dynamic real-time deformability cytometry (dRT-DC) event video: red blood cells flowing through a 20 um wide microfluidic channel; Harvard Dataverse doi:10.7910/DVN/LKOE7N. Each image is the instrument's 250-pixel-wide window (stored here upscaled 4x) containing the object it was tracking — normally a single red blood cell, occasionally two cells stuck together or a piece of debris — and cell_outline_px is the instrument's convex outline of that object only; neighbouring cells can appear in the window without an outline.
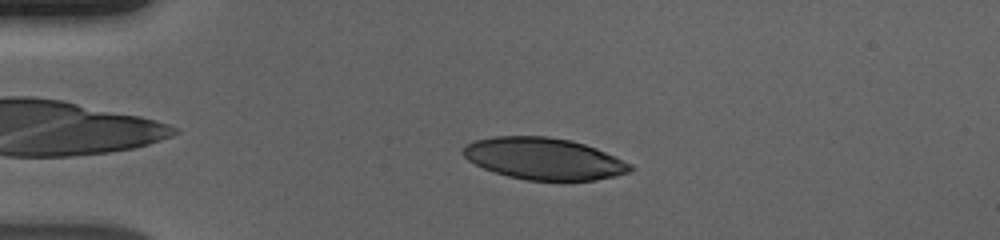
{"species": "human", "species_latin": "Homo sapiens", "temperature_condition": "cold", "stored_images_in_passage": 53, "camera_frame_rate_fps": 3000, "um_per_image_px": 0.085, "donor": {"sex": "male"}, "frame": {"image": 1, "passage_image": 10, "time_ms": 3.0, "image_size_px": [1000, 240], "cell_outline_px": [[636, 168], [632, 172], [616, 176], [596, 180], [528, 180], [508, 176], [484, 168], [468, 160], [460, 152], [464, 144], [476, 140], [496, 136], [548, 136], [572, 140], [596, 148], [632, 164]], "centroid_in_image_um": [46.25, 13.48], "position_along_channel_um": 38.8, "area_um2": 40.81}}
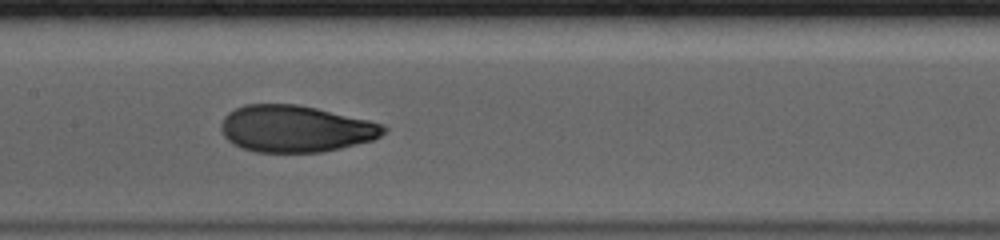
{"frame": {"image": 2, "passage_image": 25, "time_ms": 8.0, "image_size_px": [1000, 240], "cell_outline_px": [[388, 128], [380, 136], [372, 140], [340, 148], [320, 152], [256, 152], [240, 148], [232, 144], [224, 136], [220, 128], [220, 124], [224, 116], [228, 112], [244, 104], [296, 104], [316, 108], [368, 120], [384, 124]], "centroid_in_image_um": [25.08, 10.94], "position_along_channel_um": 182.3, "area_um2": 44.33}}
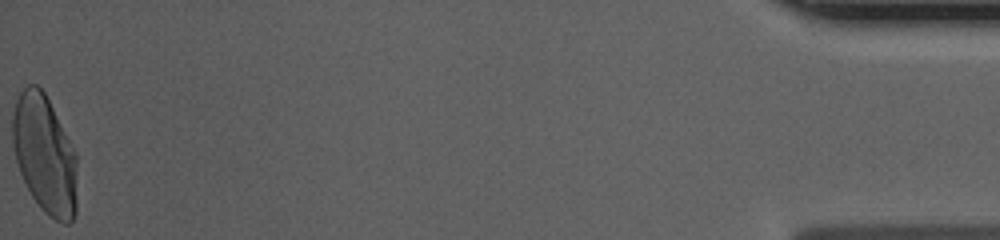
{"frame": {"image": 3, "passage_image": 53, "time_ms": 17.333, "image_size_px": [1000, 240], "cell_outline_px": [[76, 212], [72, 220], [68, 224], [64, 224], [48, 216], [40, 208], [32, 196], [20, 172], [16, 160], [12, 144], [12, 116], [16, 100], [20, 92], [28, 84], [36, 84], [44, 92], [76, 152]], "centroid_in_image_um": [3.79, 13.14], "position_along_channel_um": 431.4, "area_um2": 44.51}, "authors_computed_cell_mechanics": {"area_um2": 43.7546, "velocity_mm_per_s": 3.6753, "shape_relaxation_time_tau1_ms": 4.7382, "shape_relaxation_time_tau2_ms": 0.9164, "deformation_change_tau1": 0.1943, "deformation_change_tau2": 0.0574}}